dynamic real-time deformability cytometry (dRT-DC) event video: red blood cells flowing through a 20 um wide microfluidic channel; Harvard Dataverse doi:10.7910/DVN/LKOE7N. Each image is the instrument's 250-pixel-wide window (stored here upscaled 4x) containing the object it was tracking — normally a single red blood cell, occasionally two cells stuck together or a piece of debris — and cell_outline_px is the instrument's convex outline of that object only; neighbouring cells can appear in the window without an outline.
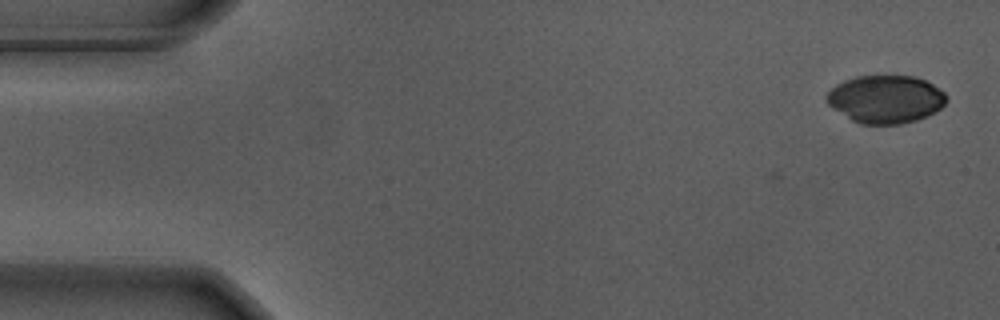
{"species": "Egyptian fruit bat (a non-hibernating species)", "species_latin": "Rousettus aegyptiacus", "temperature_condition": "warm", "stored_images_in_passage": 2, "camera_frame_rate_fps": 3000, "um_per_image_px": 0.085, "animal": {"sex": "male"}, "frame": {"image": 1, "passage_image": 2, "time_ms": 0.333, "image_size_px": [1000, 320], "cell_outline_px": [[948, 100], [940, 108], [916, 120], [900, 124], [860, 124], [852, 120], [828, 104], [824, 100], [824, 96], [836, 84], [844, 80], [856, 76], [912, 76], [924, 80], [932, 84], [944, 92], [948, 96]], "centroid_in_image_um": [75.25, 8.42], "position_along_channel_um": 9.7, "area_um2": 33.23}}